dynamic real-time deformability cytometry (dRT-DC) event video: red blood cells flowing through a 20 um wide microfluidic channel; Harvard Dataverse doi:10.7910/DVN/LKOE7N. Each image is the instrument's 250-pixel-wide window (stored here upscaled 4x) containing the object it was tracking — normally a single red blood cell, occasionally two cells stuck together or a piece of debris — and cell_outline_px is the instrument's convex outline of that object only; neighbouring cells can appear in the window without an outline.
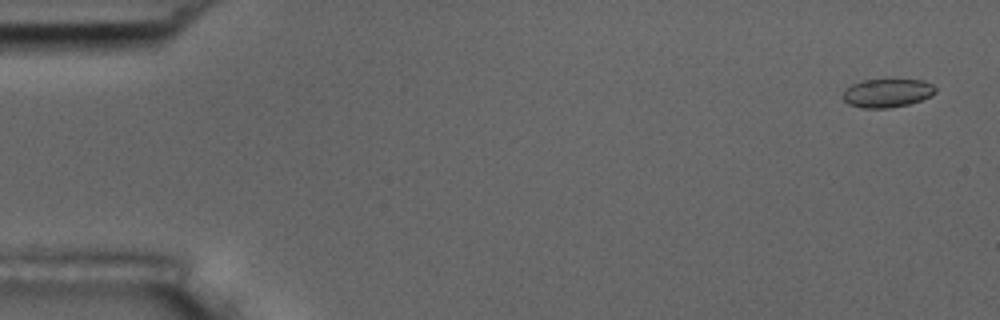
{"species": "common noctule bat (a hibernating species)", "species_latin": "Nyctalus noctula", "temperature_condition": "room temperature", "stored_images_in_passage": 6, "camera_frame_rate_fps": 3000, "um_per_image_px": 0.085, "animal": {"sex": "male", "body_mass_g": 17.5, "forearm_length_mm": 52.3}, "frame": {"image": 1, "passage_image": 1, "time_ms": 0.0, "image_size_px": [1000, 320], "cell_outline_px": [[936, 92], [932, 96], [908, 104], [888, 108], [860, 108], [848, 104], [844, 100], [844, 92], [852, 84], [864, 80], [924, 80], [932, 84], [936, 88]], "centroid_in_image_um": [75.44, 7.91], "position_along_channel_um": 9.6, "area_um2": 15.26}}
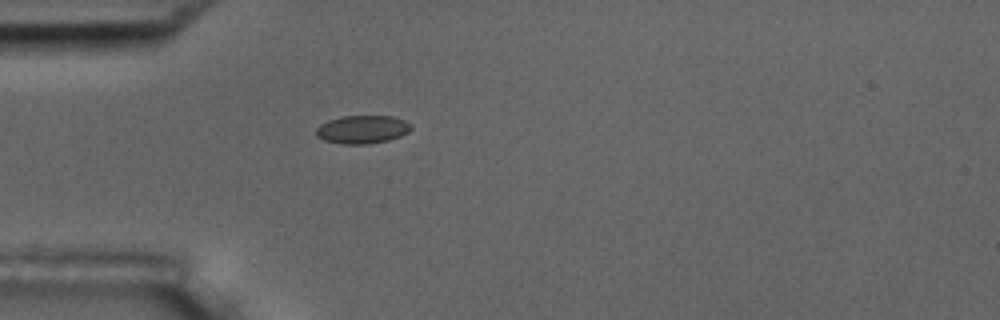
{"frame": {"image": 2, "passage_image": 5, "time_ms": 4.667, "image_size_px": [1000, 320], "cell_outline_px": [[412, 128], [408, 132], [400, 136], [388, 140], [368, 144], [344, 144], [324, 140], [316, 136], [316, 128], [320, 124], [328, 120], [344, 116], [392, 116], [404, 120], [412, 124]], "centroid_in_image_um": [30.8, 11.0], "position_along_channel_um": 54.2, "area_um2": 15.61}}